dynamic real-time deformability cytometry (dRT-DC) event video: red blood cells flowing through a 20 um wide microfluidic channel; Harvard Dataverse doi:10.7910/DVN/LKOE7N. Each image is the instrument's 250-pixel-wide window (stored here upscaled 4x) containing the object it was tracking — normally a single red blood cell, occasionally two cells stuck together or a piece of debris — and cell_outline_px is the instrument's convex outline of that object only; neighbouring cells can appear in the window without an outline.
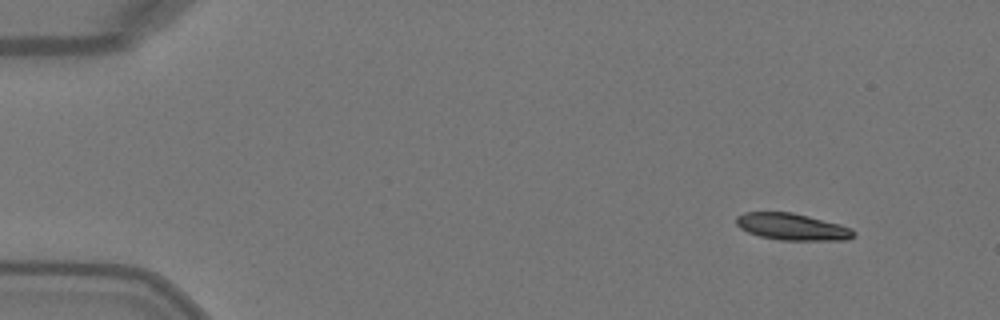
{"species": "Egyptian fruit bat (a non-hibernating species)", "species_latin": "Rousettus aegyptiacus", "temperature_condition": "warm", "stored_images_in_passage": 46, "camera_frame_rate_fps": 3000, "um_per_image_px": 0.085, "animal": {"sex": "female"}, "frame": {"image": 1, "passage_image": 1, "time_ms": 0.0, "image_size_px": [1000, 320], "cell_outline_px": [[856, 236], [848, 240], [780, 240], [760, 236], [748, 232], [740, 228], [736, 224], [736, 216], [744, 212], [792, 212], [840, 224], [852, 228], [856, 232]], "centroid_in_image_um": [67.36, 19.28], "position_along_channel_um": 17.6, "area_um2": 18.44}}
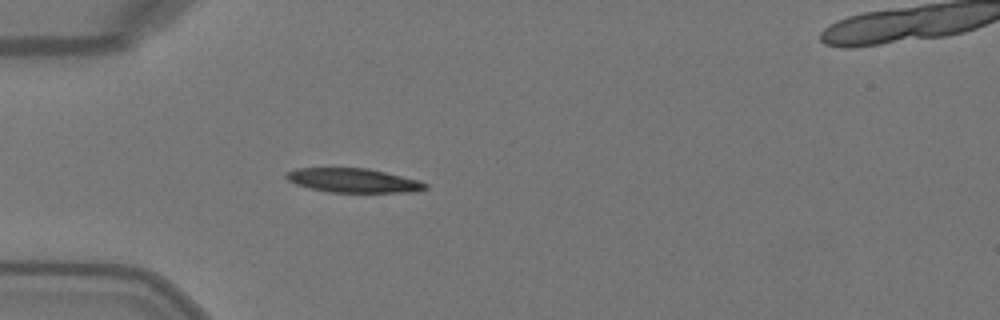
{"frame": {"image": 2, "passage_image": 11, "time_ms": 3.333, "image_size_px": [1000, 320], "cell_outline_px": [[428, 188], [416, 192], [328, 192], [308, 188], [296, 184], [288, 180], [284, 176], [288, 172], [296, 168], [368, 168], [420, 180], [428, 184]], "centroid_in_image_um": [30.06, 15.34], "position_along_channel_um": 54.9, "area_um2": 19.65}}
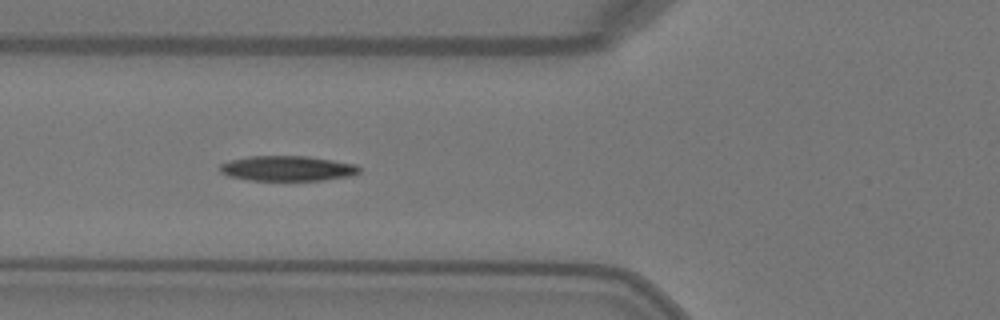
{"frame": {"image": 3, "passage_image": 15, "time_ms": 4.667, "image_size_px": [1000, 320], "cell_outline_px": [[360, 172], [352, 176], [320, 180], [248, 180], [228, 176], [220, 172], [220, 164], [232, 160], [248, 156], [308, 156], [356, 164], [360, 168]], "centroid_in_image_um": [24.44, 14.31], "position_along_channel_um": 101.4, "area_um2": 20.4}, "authors_computed_cell_mechanics": {"area_um2": 19.941, "velocity_mm_per_s": 4.0886, "shape_relaxation_time_tau1_ms": 2.6099, "shape_relaxation_time_tau2_ms": null, "deformation_change_tau1": 0.1266, "deformation_change_tau2": null}}